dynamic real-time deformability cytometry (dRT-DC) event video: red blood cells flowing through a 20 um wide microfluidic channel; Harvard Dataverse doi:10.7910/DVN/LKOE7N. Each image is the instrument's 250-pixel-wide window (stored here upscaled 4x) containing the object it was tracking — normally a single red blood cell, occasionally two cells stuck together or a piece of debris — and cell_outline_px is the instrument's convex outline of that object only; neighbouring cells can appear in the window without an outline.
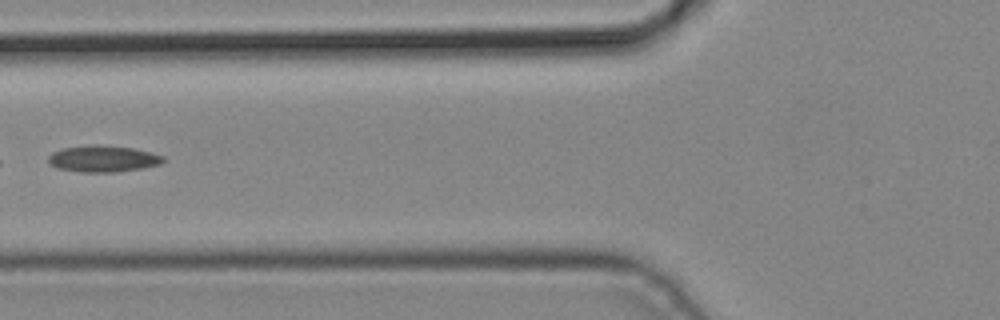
{"species": "common noctule bat (a hibernating species)", "species_latin": "Nyctalus noctula", "temperature_condition": "cold", "stored_images_in_passage": 5, "camera_frame_rate_fps": 3000, "um_per_image_px": 0.085, "animal": {"sex": "male", "body_mass_g": 19.2, "forearm_length_mm": 51.8}, "frame": {"image": 1, "passage_image": 5, "time_ms": 1.333, "image_size_px": [1000, 320], "cell_outline_px": [[164, 160], [160, 164], [144, 168], [116, 172], [80, 172], [56, 168], [48, 164], [48, 156], [52, 152], [64, 148], [92, 144], [96, 144], [132, 148], [152, 152], [164, 156]], "centroid_in_image_um": [8.74, 13.5], "position_along_channel_um": 117.1, "area_um2": 17.92}}